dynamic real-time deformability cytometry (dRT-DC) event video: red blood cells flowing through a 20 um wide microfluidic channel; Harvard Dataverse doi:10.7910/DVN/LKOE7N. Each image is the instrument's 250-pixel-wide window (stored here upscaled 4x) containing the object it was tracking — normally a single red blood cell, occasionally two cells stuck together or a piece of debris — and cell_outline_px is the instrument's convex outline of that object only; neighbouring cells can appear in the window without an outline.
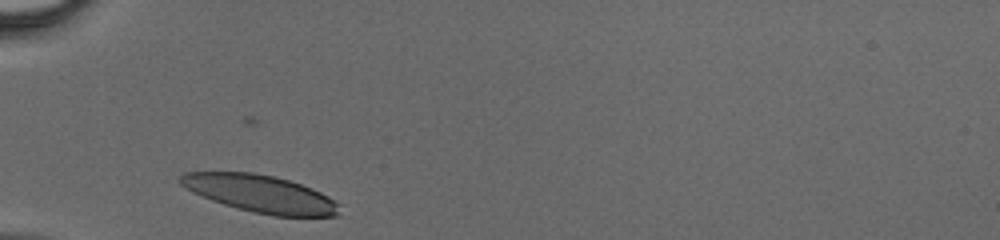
{"species": "human", "species_latin": "Homo sapiens", "temperature_condition": "cold", "stored_images_in_passage": 24, "camera_frame_rate_fps": 3000, "um_per_image_px": 0.085, "donor": {"sex": "male"}, "frame": {"image": 1, "passage_image": 1, "time_ms": 0.0, "image_size_px": [1000, 240], "cell_outline_px": [[340, 204], [336, 216], [272, 216], [236, 208], [212, 200], [192, 192], [180, 184], [176, 180], [184, 172], [252, 172], [272, 176], [288, 180], [312, 188], [328, 196]], "centroid_in_image_um": [22.1, 16.46], "position_along_channel_um": 62.9, "area_um2": 34.51}}
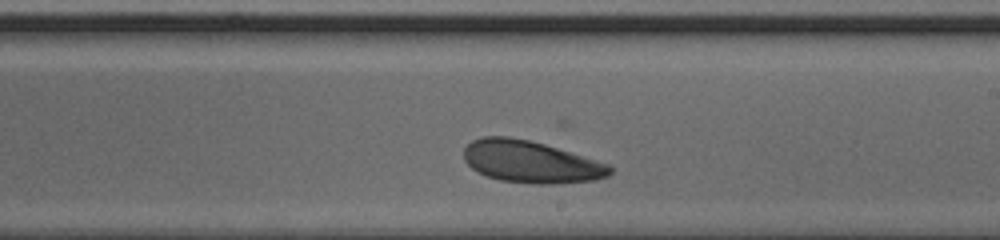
{"frame": {"image": 2, "passage_image": 14, "time_ms": 4.333, "image_size_px": [1000, 240], "cell_outline_px": [[612, 172], [608, 176], [596, 180], [556, 184], [532, 184], [500, 180], [488, 176], [472, 168], [464, 160], [464, 148], [472, 140], [484, 136], [508, 136], [528, 140], [544, 144], [608, 164], [612, 168]], "centroid_in_image_um": [45.11, 13.76], "position_along_channel_um": 243.9, "area_um2": 35.6}}
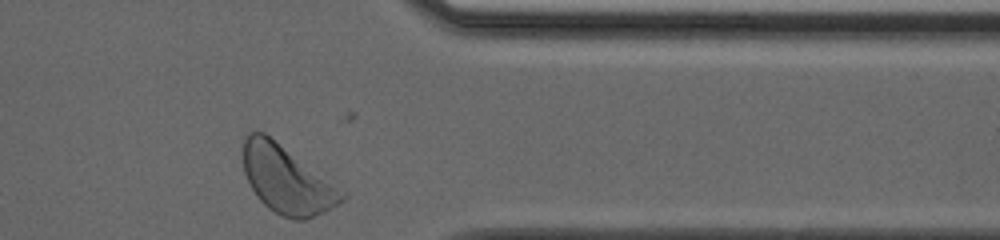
{"frame": {"image": 3, "passage_image": 24, "time_ms": 7.667, "image_size_px": [1000, 240], "cell_outline_px": [[348, 196], [344, 200], [324, 212], [304, 220], [292, 220], [280, 216], [268, 208], [260, 200], [252, 188], [244, 172], [244, 140], [248, 132], [264, 132]], "centroid_in_image_um": [24.34, 15.31], "position_along_channel_um": 387.1, "area_um2": 37.74}}